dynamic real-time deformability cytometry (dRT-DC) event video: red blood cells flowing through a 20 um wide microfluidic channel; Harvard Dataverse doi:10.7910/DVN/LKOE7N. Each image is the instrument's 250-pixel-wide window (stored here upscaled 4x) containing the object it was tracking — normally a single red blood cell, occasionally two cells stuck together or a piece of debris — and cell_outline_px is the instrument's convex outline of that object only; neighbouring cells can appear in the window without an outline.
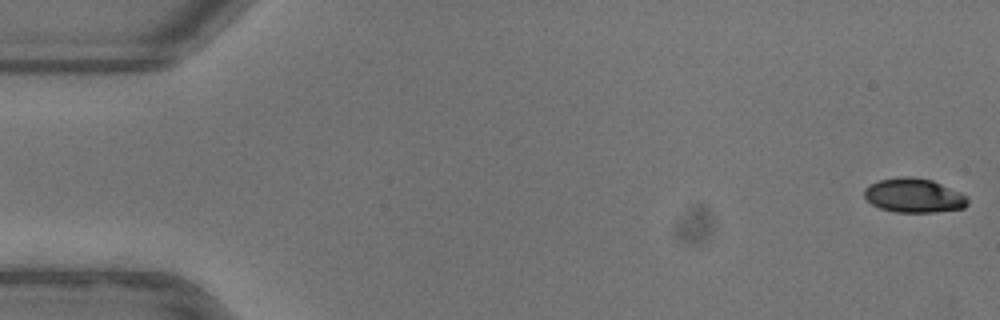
{"species": "common noctule bat (a hibernating species)", "species_latin": "Nyctalus noctula", "temperature_condition": "warm", "stored_images_in_passage": 53, "camera_frame_rate_fps": 3000, "um_per_image_px": 0.085, "animal": {"sex": "female"}, "frame": {"image": 1, "passage_image": 1, "time_ms": 0.0, "image_size_px": [1000, 320], "cell_outline_px": [[968, 204], [964, 208], [936, 212], [896, 212], [880, 208], [872, 204], [864, 196], [864, 188], [868, 184], [880, 180], [900, 176], [908, 176], [932, 180], [960, 192], [968, 196]], "centroid_in_image_um": [77.68, 16.61], "position_along_channel_um": 7.3, "area_um2": 20.69}}
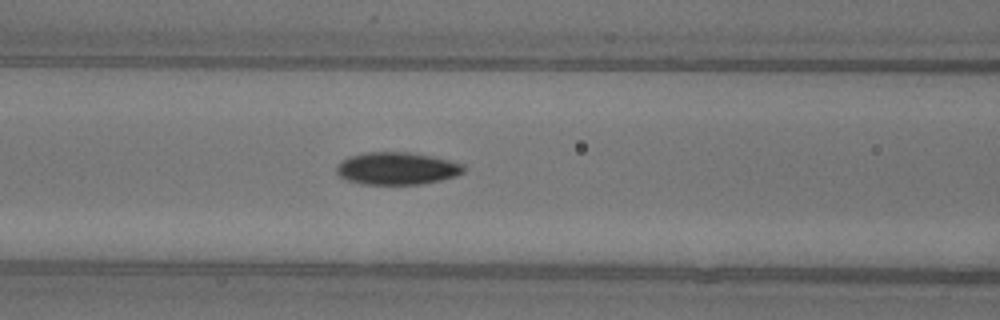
{"frame": {"image": 2, "passage_image": 22, "time_ms": 7.0, "image_size_px": [1000, 320], "cell_outline_px": [[464, 172], [456, 176], [440, 180], [420, 184], [364, 184], [348, 180], [340, 176], [336, 172], [336, 168], [340, 160], [348, 156], [364, 152], [408, 152], [432, 156], [464, 164]], "centroid_in_image_um": [33.72, 14.31], "position_along_channel_um": 132.9, "area_um2": 24.04}}
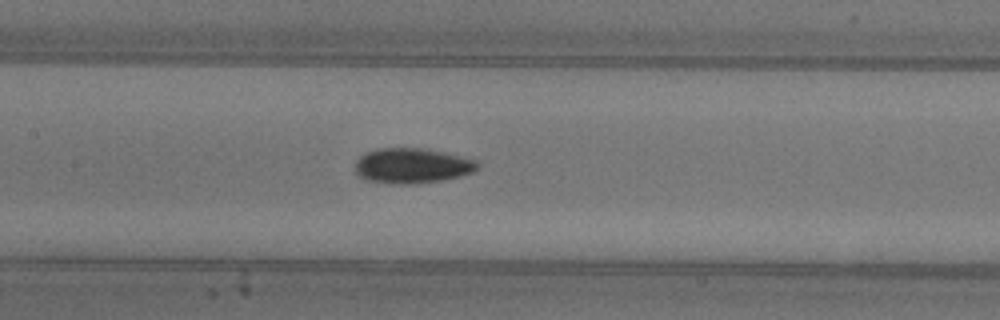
{"frame": {"image": 3, "passage_image": 25, "time_ms": 8.0, "image_size_px": [1000, 320], "cell_outline_px": [[480, 168], [472, 172], [460, 176], [444, 180], [416, 184], [392, 184], [364, 180], [356, 172], [356, 160], [364, 152], [376, 148], [424, 148], [444, 152], [476, 160], [480, 164]], "centroid_in_image_um": [35.02, 14.09], "position_along_channel_um": 172.4, "area_um2": 25.43}, "authors_computed_cell_mechanics": {"area_um2": 22.4842, "velocity_mm_per_s": 3.9408, "shape_relaxation_time_tau1_ms": 4.8904, "shape_relaxation_time_tau2_ms": 4.2335, "deformation_change_tau1": 0.1538, "deformation_change_tau2": 0.0702}}